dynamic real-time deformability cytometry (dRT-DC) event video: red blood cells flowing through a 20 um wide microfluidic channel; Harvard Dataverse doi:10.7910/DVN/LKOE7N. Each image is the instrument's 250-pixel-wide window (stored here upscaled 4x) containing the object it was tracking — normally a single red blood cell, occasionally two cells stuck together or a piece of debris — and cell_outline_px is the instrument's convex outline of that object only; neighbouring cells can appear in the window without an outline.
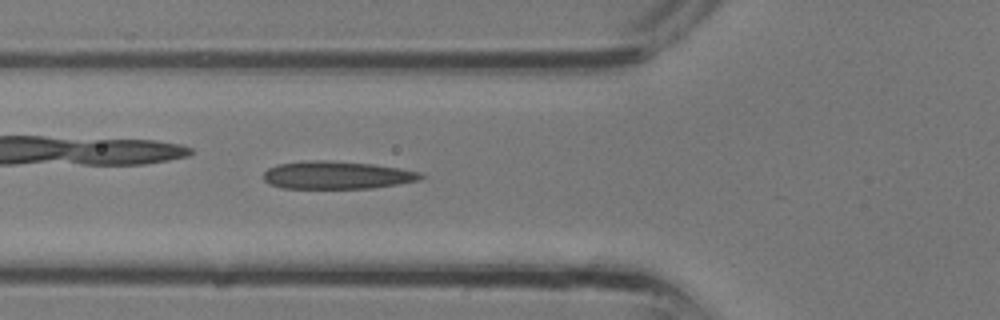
{"species": "common noctule bat (a hibernating species)", "species_latin": "Nyctalus noctula", "temperature_condition": "room temperature", "stored_images_in_passage": 5, "camera_frame_rate_fps": 3000, "um_per_image_px": 0.085, "animal": {"sex": "male", "body_mass_g": 13.3}, "frame": {"image": 1, "passage_image": 3, "time_ms": 0.667, "image_size_px": [1000, 320], "cell_outline_px": [[424, 176], [420, 180], [372, 188], [284, 188], [268, 184], [264, 180], [264, 172], [268, 168], [276, 164], [304, 160], [328, 160], [372, 164], [400, 168], [420, 172]], "centroid_in_image_um": [28.6, 14.87], "position_along_channel_um": 97.2, "area_um2": 25.55}}
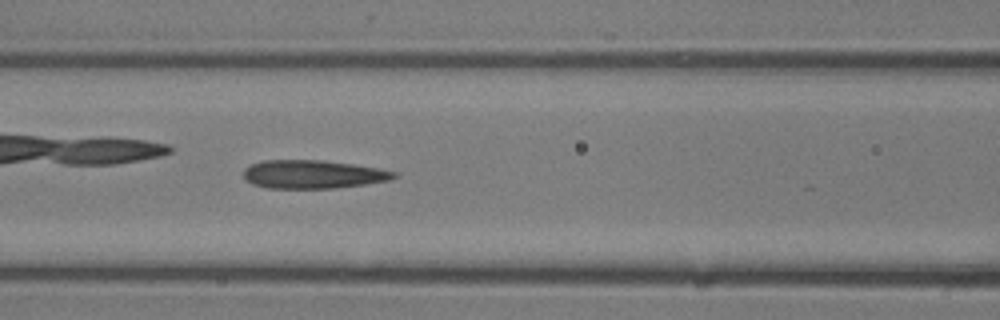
{"frame": {"image": 2, "passage_image": 5, "time_ms": 1.333, "image_size_px": [1000, 320], "cell_outline_px": [[396, 176], [388, 180], [364, 184], [332, 188], [268, 188], [252, 184], [244, 176], [244, 168], [252, 164], [264, 160], [324, 160], [352, 164], [376, 168], [396, 172]], "centroid_in_image_um": [26.56, 14.81], "position_along_channel_um": 140.0, "area_um2": 24.57}}